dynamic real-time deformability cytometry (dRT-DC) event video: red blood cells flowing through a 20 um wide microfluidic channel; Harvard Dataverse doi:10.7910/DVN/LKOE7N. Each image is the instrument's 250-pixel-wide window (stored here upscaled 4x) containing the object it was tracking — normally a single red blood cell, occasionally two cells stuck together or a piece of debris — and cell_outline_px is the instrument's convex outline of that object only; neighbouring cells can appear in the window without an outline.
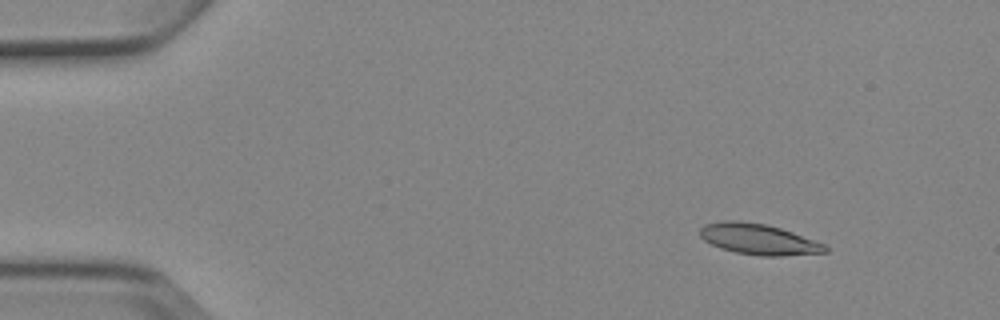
{"species": "Egyptian fruit bat (a non-hibernating species)", "species_latin": "Rousettus aegyptiacus", "temperature_condition": "cold", "stored_images_in_passage": 6, "camera_frame_rate_fps": 3000, "um_per_image_px": 0.085, "animal": {"sex": "female"}, "frame": {"image": 1, "passage_image": 2, "time_ms": 1.333, "image_size_px": [1000, 320], "cell_outline_px": [[828, 252], [780, 256], [760, 256], [736, 252], [720, 248], [704, 240], [700, 236], [700, 228], [704, 224], [724, 220], [740, 220], [764, 224], [780, 228], [792, 232], [824, 244], [828, 248]], "centroid_in_image_um": [64.45, 20.33], "position_along_channel_um": 20.5, "area_um2": 22.37}}